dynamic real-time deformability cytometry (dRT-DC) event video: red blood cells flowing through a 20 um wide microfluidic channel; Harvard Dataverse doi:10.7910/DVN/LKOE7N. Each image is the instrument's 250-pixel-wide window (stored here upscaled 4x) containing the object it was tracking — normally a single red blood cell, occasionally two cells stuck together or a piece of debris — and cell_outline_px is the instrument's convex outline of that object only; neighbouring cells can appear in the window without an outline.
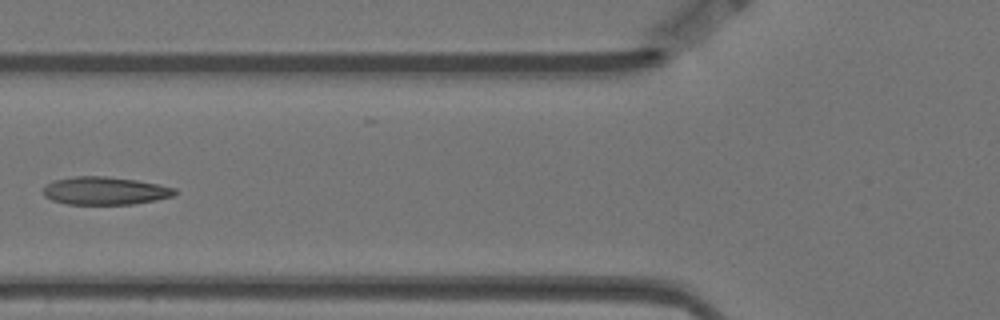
{"species": "Egyptian fruit bat (a non-hibernating species)", "species_latin": "Rousettus aegyptiacus", "temperature_condition": "warm", "stored_images_in_passage": 3, "camera_frame_rate_fps": 3000, "um_per_image_px": 0.085, "animal": {"sex": "female"}, "frame": {"image": 1, "passage_image": 3, "time_ms": 0.667, "image_size_px": [1000, 320], "cell_outline_px": [[176, 192], [172, 196], [156, 200], [132, 204], [68, 204], [52, 200], [44, 196], [44, 184], [52, 180], [72, 176], [108, 176], [136, 180], [160, 184], [176, 188]], "centroid_in_image_um": [8.9, 16.2], "position_along_channel_um": 116.9, "area_um2": 21.56}}